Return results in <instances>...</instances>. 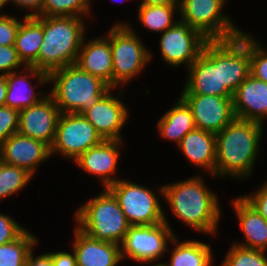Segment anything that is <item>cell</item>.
Here are the masks:
<instances>
[{
	"instance_id": "obj_1",
	"label": "cell",
	"mask_w": 267,
	"mask_h": 266,
	"mask_svg": "<svg viewBox=\"0 0 267 266\" xmlns=\"http://www.w3.org/2000/svg\"><path fill=\"white\" fill-rule=\"evenodd\" d=\"M205 183L202 177L192 176L158 190L176 217L196 231L214 235L221 215L219 198Z\"/></svg>"
},
{
	"instance_id": "obj_2",
	"label": "cell",
	"mask_w": 267,
	"mask_h": 266,
	"mask_svg": "<svg viewBox=\"0 0 267 266\" xmlns=\"http://www.w3.org/2000/svg\"><path fill=\"white\" fill-rule=\"evenodd\" d=\"M263 123L235 118L216 134L215 176L248 178L259 153Z\"/></svg>"
},
{
	"instance_id": "obj_3",
	"label": "cell",
	"mask_w": 267,
	"mask_h": 266,
	"mask_svg": "<svg viewBox=\"0 0 267 266\" xmlns=\"http://www.w3.org/2000/svg\"><path fill=\"white\" fill-rule=\"evenodd\" d=\"M82 17L42 16L43 42L31 66L44 73L76 64L85 37Z\"/></svg>"
},
{
	"instance_id": "obj_4",
	"label": "cell",
	"mask_w": 267,
	"mask_h": 266,
	"mask_svg": "<svg viewBox=\"0 0 267 266\" xmlns=\"http://www.w3.org/2000/svg\"><path fill=\"white\" fill-rule=\"evenodd\" d=\"M48 81H53V88L48 94L60 113L82 114L111 89L104 81L76 64L51 72Z\"/></svg>"
},
{
	"instance_id": "obj_5",
	"label": "cell",
	"mask_w": 267,
	"mask_h": 266,
	"mask_svg": "<svg viewBox=\"0 0 267 266\" xmlns=\"http://www.w3.org/2000/svg\"><path fill=\"white\" fill-rule=\"evenodd\" d=\"M75 217L77 228L88 236L118 245H121L131 226L116 198L107 188L99 196L84 203Z\"/></svg>"
},
{
	"instance_id": "obj_6",
	"label": "cell",
	"mask_w": 267,
	"mask_h": 266,
	"mask_svg": "<svg viewBox=\"0 0 267 266\" xmlns=\"http://www.w3.org/2000/svg\"><path fill=\"white\" fill-rule=\"evenodd\" d=\"M134 31L128 24L119 22L110 29L113 89L134 79L151 60L152 54Z\"/></svg>"
},
{
	"instance_id": "obj_7",
	"label": "cell",
	"mask_w": 267,
	"mask_h": 266,
	"mask_svg": "<svg viewBox=\"0 0 267 266\" xmlns=\"http://www.w3.org/2000/svg\"><path fill=\"white\" fill-rule=\"evenodd\" d=\"M225 1L227 0H180L178 13L182 21L209 40L231 39L243 31L231 22L229 16L222 13Z\"/></svg>"
},
{
	"instance_id": "obj_8",
	"label": "cell",
	"mask_w": 267,
	"mask_h": 266,
	"mask_svg": "<svg viewBox=\"0 0 267 266\" xmlns=\"http://www.w3.org/2000/svg\"><path fill=\"white\" fill-rule=\"evenodd\" d=\"M119 180L107 189L114 195L131 226L164 222V211L156 194L145 186Z\"/></svg>"
},
{
	"instance_id": "obj_9",
	"label": "cell",
	"mask_w": 267,
	"mask_h": 266,
	"mask_svg": "<svg viewBox=\"0 0 267 266\" xmlns=\"http://www.w3.org/2000/svg\"><path fill=\"white\" fill-rule=\"evenodd\" d=\"M166 217L161 224L130 226L121 243L122 260L128 257L141 263L157 261L168 250L175 236Z\"/></svg>"
},
{
	"instance_id": "obj_10",
	"label": "cell",
	"mask_w": 267,
	"mask_h": 266,
	"mask_svg": "<svg viewBox=\"0 0 267 266\" xmlns=\"http://www.w3.org/2000/svg\"><path fill=\"white\" fill-rule=\"evenodd\" d=\"M103 140L83 114L61 113L50 153L51 155L62 154V156L75 161L82 153L100 144Z\"/></svg>"
},
{
	"instance_id": "obj_11",
	"label": "cell",
	"mask_w": 267,
	"mask_h": 266,
	"mask_svg": "<svg viewBox=\"0 0 267 266\" xmlns=\"http://www.w3.org/2000/svg\"><path fill=\"white\" fill-rule=\"evenodd\" d=\"M188 69L182 94L233 97L226 87H221L220 40H209Z\"/></svg>"
},
{
	"instance_id": "obj_12",
	"label": "cell",
	"mask_w": 267,
	"mask_h": 266,
	"mask_svg": "<svg viewBox=\"0 0 267 266\" xmlns=\"http://www.w3.org/2000/svg\"><path fill=\"white\" fill-rule=\"evenodd\" d=\"M208 41L200 31L179 19L172 27L162 32L161 55L164 61L173 67L185 63L189 68Z\"/></svg>"
},
{
	"instance_id": "obj_13",
	"label": "cell",
	"mask_w": 267,
	"mask_h": 266,
	"mask_svg": "<svg viewBox=\"0 0 267 266\" xmlns=\"http://www.w3.org/2000/svg\"><path fill=\"white\" fill-rule=\"evenodd\" d=\"M193 114L195 127L217 134L234 119L233 97L181 94Z\"/></svg>"
},
{
	"instance_id": "obj_14",
	"label": "cell",
	"mask_w": 267,
	"mask_h": 266,
	"mask_svg": "<svg viewBox=\"0 0 267 266\" xmlns=\"http://www.w3.org/2000/svg\"><path fill=\"white\" fill-rule=\"evenodd\" d=\"M250 75V35L242 32L239 36L220 40L221 87L232 94Z\"/></svg>"
},
{
	"instance_id": "obj_15",
	"label": "cell",
	"mask_w": 267,
	"mask_h": 266,
	"mask_svg": "<svg viewBox=\"0 0 267 266\" xmlns=\"http://www.w3.org/2000/svg\"><path fill=\"white\" fill-rule=\"evenodd\" d=\"M60 111L53 98L45 93L39 103L19 112L18 133L52 146Z\"/></svg>"
},
{
	"instance_id": "obj_16",
	"label": "cell",
	"mask_w": 267,
	"mask_h": 266,
	"mask_svg": "<svg viewBox=\"0 0 267 266\" xmlns=\"http://www.w3.org/2000/svg\"><path fill=\"white\" fill-rule=\"evenodd\" d=\"M110 89L95 104L85 110L83 116L94 126L104 140L123 141L120 135L128 118V109Z\"/></svg>"
},
{
	"instance_id": "obj_17",
	"label": "cell",
	"mask_w": 267,
	"mask_h": 266,
	"mask_svg": "<svg viewBox=\"0 0 267 266\" xmlns=\"http://www.w3.org/2000/svg\"><path fill=\"white\" fill-rule=\"evenodd\" d=\"M51 157L50 147L42 141L14 133L0 144V160L22 167L33 176L38 164Z\"/></svg>"
},
{
	"instance_id": "obj_18",
	"label": "cell",
	"mask_w": 267,
	"mask_h": 266,
	"mask_svg": "<svg viewBox=\"0 0 267 266\" xmlns=\"http://www.w3.org/2000/svg\"><path fill=\"white\" fill-rule=\"evenodd\" d=\"M122 141L103 140L100 144L89 148L74 162L86 173L99 176L104 188H108L118 181L113 177L117 169V162Z\"/></svg>"
},
{
	"instance_id": "obj_19",
	"label": "cell",
	"mask_w": 267,
	"mask_h": 266,
	"mask_svg": "<svg viewBox=\"0 0 267 266\" xmlns=\"http://www.w3.org/2000/svg\"><path fill=\"white\" fill-rule=\"evenodd\" d=\"M235 118L264 123L267 118V83L251 74L233 94Z\"/></svg>"
},
{
	"instance_id": "obj_20",
	"label": "cell",
	"mask_w": 267,
	"mask_h": 266,
	"mask_svg": "<svg viewBox=\"0 0 267 266\" xmlns=\"http://www.w3.org/2000/svg\"><path fill=\"white\" fill-rule=\"evenodd\" d=\"M73 251L77 266H117L122 261L120 245L94 239L75 226Z\"/></svg>"
},
{
	"instance_id": "obj_21",
	"label": "cell",
	"mask_w": 267,
	"mask_h": 266,
	"mask_svg": "<svg viewBox=\"0 0 267 266\" xmlns=\"http://www.w3.org/2000/svg\"><path fill=\"white\" fill-rule=\"evenodd\" d=\"M76 65L83 71L104 81L113 89V60L110 44V30L107 37H98L82 42Z\"/></svg>"
},
{
	"instance_id": "obj_22",
	"label": "cell",
	"mask_w": 267,
	"mask_h": 266,
	"mask_svg": "<svg viewBox=\"0 0 267 266\" xmlns=\"http://www.w3.org/2000/svg\"><path fill=\"white\" fill-rule=\"evenodd\" d=\"M22 69L23 71L26 70V73H18V75L16 71L5 75L7 83L5 105L18 110L19 112L31 105L39 103L43 98H45V96L40 94L38 97V93L40 92L36 91V94L34 91L35 87H32V81H30L27 76H35L37 78L36 80L39 81V85L49 83L47 73H44L34 67H25Z\"/></svg>"
},
{
	"instance_id": "obj_23",
	"label": "cell",
	"mask_w": 267,
	"mask_h": 266,
	"mask_svg": "<svg viewBox=\"0 0 267 266\" xmlns=\"http://www.w3.org/2000/svg\"><path fill=\"white\" fill-rule=\"evenodd\" d=\"M236 216L242 229L244 243L242 247L255 250H267V220H265L242 196L233 200Z\"/></svg>"
},
{
	"instance_id": "obj_24",
	"label": "cell",
	"mask_w": 267,
	"mask_h": 266,
	"mask_svg": "<svg viewBox=\"0 0 267 266\" xmlns=\"http://www.w3.org/2000/svg\"><path fill=\"white\" fill-rule=\"evenodd\" d=\"M178 147L193 165L208 169L215 176L216 134L195 128L183 137Z\"/></svg>"
},
{
	"instance_id": "obj_25",
	"label": "cell",
	"mask_w": 267,
	"mask_h": 266,
	"mask_svg": "<svg viewBox=\"0 0 267 266\" xmlns=\"http://www.w3.org/2000/svg\"><path fill=\"white\" fill-rule=\"evenodd\" d=\"M42 42V16L24 17L16 34L15 49L25 67H31L37 61Z\"/></svg>"
},
{
	"instance_id": "obj_26",
	"label": "cell",
	"mask_w": 267,
	"mask_h": 266,
	"mask_svg": "<svg viewBox=\"0 0 267 266\" xmlns=\"http://www.w3.org/2000/svg\"><path fill=\"white\" fill-rule=\"evenodd\" d=\"M157 126L160 136L176 142L177 146L187 133L196 128L193 114L181 98L159 119Z\"/></svg>"
},
{
	"instance_id": "obj_27",
	"label": "cell",
	"mask_w": 267,
	"mask_h": 266,
	"mask_svg": "<svg viewBox=\"0 0 267 266\" xmlns=\"http://www.w3.org/2000/svg\"><path fill=\"white\" fill-rule=\"evenodd\" d=\"M177 236H174L171 242L176 244L169 263H163L164 266H211L213 263L212 250L209 244L200 241L187 240L178 242ZM178 243V244H177Z\"/></svg>"
},
{
	"instance_id": "obj_28",
	"label": "cell",
	"mask_w": 267,
	"mask_h": 266,
	"mask_svg": "<svg viewBox=\"0 0 267 266\" xmlns=\"http://www.w3.org/2000/svg\"><path fill=\"white\" fill-rule=\"evenodd\" d=\"M37 240L25 229L15 240L0 245V266H26L28 254Z\"/></svg>"
},
{
	"instance_id": "obj_29",
	"label": "cell",
	"mask_w": 267,
	"mask_h": 266,
	"mask_svg": "<svg viewBox=\"0 0 267 266\" xmlns=\"http://www.w3.org/2000/svg\"><path fill=\"white\" fill-rule=\"evenodd\" d=\"M138 9L140 23L148 30L162 33L176 23L173 16L179 5H139Z\"/></svg>"
},
{
	"instance_id": "obj_30",
	"label": "cell",
	"mask_w": 267,
	"mask_h": 266,
	"mask_svg": "<svg viewBox=\"0 0 267 266\" xmlns=\"http://www.w3.org/2000/svg\"><path fill=\"white\" fill-rule=\"evenodd\" d=\"M32 177L33 175L26 169L5 164L0 160V199L20 191Z\"/></svg>"
},
{
	"instance_id": "obj_31",
	"label": "cell",
	"mask_w": 267,
	"mask_h": 266,
	"mask_svg": "<svg viewBox=\"0 0 267 266\" xmlns=\"http://www.w3.org/2000/svg\"><path fill=\"white\" fill-rule=\"evenodd\" d=\"M91 0H43L42 16L89 15ZM85 14V15H84Z\"/></svg>"
},
{
	"instance_id": "obj_32",
	"label": "cell",
	"mask_w": 267,
	"mask_h": 266,
	"mask_svg": "<svg viewBox=\"0 0 267 266\" xmlns=\"http://www.w3.org/2000/svg\"><path fill=\"white\" fill-rule=\"evenodd\" d=\"M220 266H267L266 251L232 244Z\"/></svg>"
},
{
	"instance_id": "obj_33",
	"label": "cell",
	"mask_w": 267,
	"mask_h": 266,
	"mask_svg": "<svg viewBox=\"0 0 267 266\" xmlns=\"http://www.w3.org/2000/svg\"><path fill=\"white\" fill-rule=\"evenodd\" d=\"M250 74L267 83V50L250 36Z\"/></svg>"
},
{
	"instance_id": "obj_34",
	"label": "cell",
	"mask_w": 267,
	"mask_h": 266,
	"mask_svg": "<svg viewBox=\"0 0 267 266\" xmlns=\"http://www.w3.org/2000/svg\"><path fill=\"white\" fill-rule=\"evenodd\" d=\"M19 111L8 106L0 107V144L18 132Z\"/></svg>"
},
{
	"instance_id": "obj_35",
	"label": "cell",
	"mask_w": 267,
	"mask_h": 266,
	"mask_svg": "<svg viewBox=\"0 0 267 266\" xmlns=\"http://www.w3.org/2000/svg\"><path fill=\"white\" fill-rule=\"evenodd\" d=\"M21 21L8 14L0 16V45L15 46V39Z\"/></svg>"
},
{
	"instance_id": "obj_36",
	"label": "cell",
	"mask_w": 267,
	"mask_h": 266,
	"mask_svg": "<svg viewBox=\"0 0 267 266\" xmlns=\"http://www.w3.org/2000/svg\"><path fill=\"white\" fill-rule=\"evenodd\" d=\"M23 63L18 57L15 46L0 45V75L16 72Z\"/></svg>"
},
{
	"instance_id": "obj_37",
	"label": "cell",
	"mask_w": 267,
	"mask_h": 266,
	"mask_svg": "<svg viewBox=\"0 0 267 266\" xmlns=\"http://www.w3.org/2000/svg\"><path fill=\"white\" fill-rule=\"evenodd\" d=\"M24 230L17 221L0 213V245L15 240Z\"/></svg>"
},
{
	"instance_id": "obj_38",
	"label": "cell",
	"mask_w": 267,
	"mask_h": 266,
	"mask_svg": "<svg viewBox=\"0 0 267 266\" xmlns=\"http://www.w3.org/2000/svg\"><path fill=\"white\" fill-rule=\"evenodd\" d=\"M265 220H267V181L255 194L242 196Z\"/></svg>"
},
{
	"instance_id": "obj_39",
	"label": "cell",
	"mask_w": 267,
	"mask_h": 266,
	"mask_svg": "<svg viewBox=\"0 0 267 266\" xmlns=\"http://www.w3.org/2000/svg\"><path fill=\"white\" fill-rule=\"evenodd\" d=\"M18 6L19 9H31L33 13H28L24 17H39L42 16L43 0H8Z\"/></svg>"
},
{
	"instance_id": "obj_40",
	"label": "cell",
	"mask_w": 267,
	"mask_h": 266,
	"mask_svg": "<svg viewBox=\"0 0 267 266\" xmlns=\"http://www.w3.org/2000/svg\"><path fill=\"white\" fill-rule=\"evenodd\" d=\"M73 254L59 251L50 252L53 266H77L74 251Z\"/></svg>"
},
{
	"instance_id": "obj_41",
	"label": "cell",
	"mask_w": 267,
	"mask_h": 266,
	"mask_svg": "<svg viewBox=\"0 0 267 266\" xmlns=\"http://www.w3.org/2000/svg\"><path fill=\"white\" fill-rule=\"evenodd\" d=\"M33 250L28 254L26 266H53L51 255L44 253L33 258Z\"/></svg>"
},
{
	"instance_id": "obj_42",
	"label": "cell",
	"mask_w": 267,
	"mask_h": 266,
	"mask_svg": "<svg viewBox=\"0 0 267 266\" xmlns=\"http://www.w3.org/2000/svg\"><path fill=\"white\" fill-rule=\"evenodd\" d=\"M7 83L5 75H0V107L5 106Z\"/></svg>"
},
{
	"instance_id": "obj_43",
	"label": "cell",
	"mask_w": 267,
	"mask_h": 266,
	"mask_svg": "<svg viewBox=\"0 0 267 266\" xmlns=\"http://www.w3.org/2000/svg\"><path fill=\"white\" fill-rule=\"evenodd\" d=\"M140 5H179L177 0H142Z\"/></svg>"
},
{
	"instance_id": "obj_44",
	"label": "cell",
	"mask_w": 267,
	"mask_h": 266,
	"mask_svg": "<svg viewBox=\"0 0 267 266\" xmlns=\"http://www.w3.org/2000/svg\"><path fill=\"white\" fill-rule=\"evenodd\" d=\"M9 1L8 0H0V9H2ZM3 14L1 13L0 16H2Z\"/></svg>"
},
{
	"instance_id": "obj_45",
	"label": "cell",
	"mask_w": 267,
	"mask_h": 266,
	"mask_svg": "<svg viewBox=\"0 0 267 266\" xmlns=\"http://www.w3.org/2000/svg\"><path fill=\"white\" fill-rule=\"evenodd\" d=\"M153 266H164L162 263H159V264H155Z\"/></svg>"
}]
</instances>
